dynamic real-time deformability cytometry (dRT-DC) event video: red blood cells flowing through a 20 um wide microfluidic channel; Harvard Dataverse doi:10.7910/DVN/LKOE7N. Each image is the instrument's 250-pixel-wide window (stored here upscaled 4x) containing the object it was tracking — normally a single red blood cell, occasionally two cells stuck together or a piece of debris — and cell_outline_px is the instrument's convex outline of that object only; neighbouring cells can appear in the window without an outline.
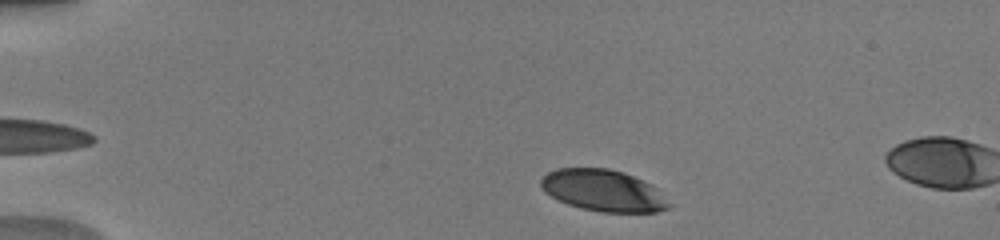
{"species": "human", "species_latin": "Homo sapiens", "temperature_condition": "warm", "stored_images_in_passage": 9, "camera_frame_rate_fps": 3000, "um_per_image_px": 0.085, "donor": {"sex": "male"}, "frame": {"image": 1, "passage_image": 2, "time_ms": 0.333, "image_size_px": [1000, 240], "cell_outline_px": [[672, 208], [656, 212], [600, 212], [580, 208], [568, 204], [544, 192], [540, 184], [540, 180], [548, 172], [556, 168], [608, 168], [624, 172], [656, 188], [672, 204]], "centroid_in_image_um": [51.28, 16.2], "position_along_channel_um": 33.7, "area_um2": 30.98}}